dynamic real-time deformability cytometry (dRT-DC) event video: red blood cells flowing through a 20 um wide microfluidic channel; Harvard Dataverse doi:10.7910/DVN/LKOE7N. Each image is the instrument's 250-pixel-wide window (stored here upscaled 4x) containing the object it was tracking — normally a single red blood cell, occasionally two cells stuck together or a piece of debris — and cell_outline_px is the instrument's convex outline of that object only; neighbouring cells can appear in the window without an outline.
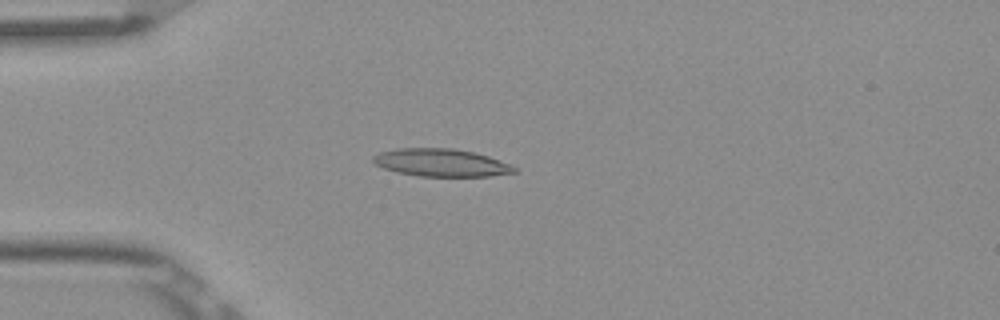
{"species": "Egyptian fruit bat (a non-hibernating species)", "species_latin": "Rousettus aegyptiacus", "temperature_condition": "room temperature", "stored_images_in_passage": 5, "camera_frame_rate_fps": 3000, "um_per_image_px": 0.085, "frame": {"image": 1, "passage_image": 5, "time_ms": 1.333, "image_size_px": [1000, 320], "cell_outline_px": [[516, 172], [488, 176], [420, 176], [396, 172], [384, 168], [376, 164], [372, 160], [372, 156], [380, 152], [396, 148], [452, 148], [472, 152], [488, 156], [508, 164], [516, 168]], "centroid_in_image_um": [37.44, 13.82], "position_along_channel_um": 47.6, "area_um2": 22.54}}